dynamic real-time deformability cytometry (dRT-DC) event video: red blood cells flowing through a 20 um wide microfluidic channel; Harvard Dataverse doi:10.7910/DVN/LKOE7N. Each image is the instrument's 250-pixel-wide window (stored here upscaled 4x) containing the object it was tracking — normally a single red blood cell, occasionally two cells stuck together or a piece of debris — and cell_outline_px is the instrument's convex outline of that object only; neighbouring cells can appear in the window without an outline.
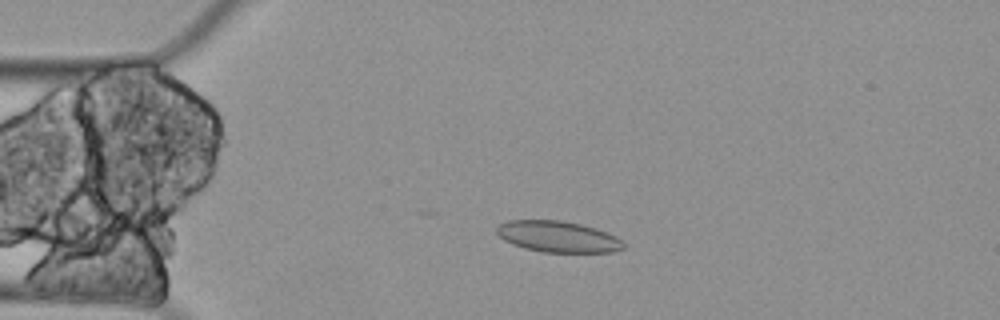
{"species": "Egyptian fruit bat (a non-hibernating species)", "species_latin": "Rousettus aegyptiacus", "temperature_condition": "cold", "stored_images_in_passage": 5, "camera_frame_rate_fps": 3000, "um_per_image_px": 0.085, "animal": {"sex": "female"}, "frame": {"image": 1, "passage_image": 4, "time_ms": 1.0, "image_size_px": [1000, 320], "cell_outline_px": [[624, 248], [612, 252], [544, 252], [524, 248], [512, 244], [504, 240], [496, 232], [496, 228], [500, 224], [508, 220], [560, 220], [580, 224], [596, 228], [608, 232], [616, 236], [624, 244]], "centroid_in_image_um": [47.42, 20.11], "position_along_channel_um": 37.6, "area_um2": 23.0}}